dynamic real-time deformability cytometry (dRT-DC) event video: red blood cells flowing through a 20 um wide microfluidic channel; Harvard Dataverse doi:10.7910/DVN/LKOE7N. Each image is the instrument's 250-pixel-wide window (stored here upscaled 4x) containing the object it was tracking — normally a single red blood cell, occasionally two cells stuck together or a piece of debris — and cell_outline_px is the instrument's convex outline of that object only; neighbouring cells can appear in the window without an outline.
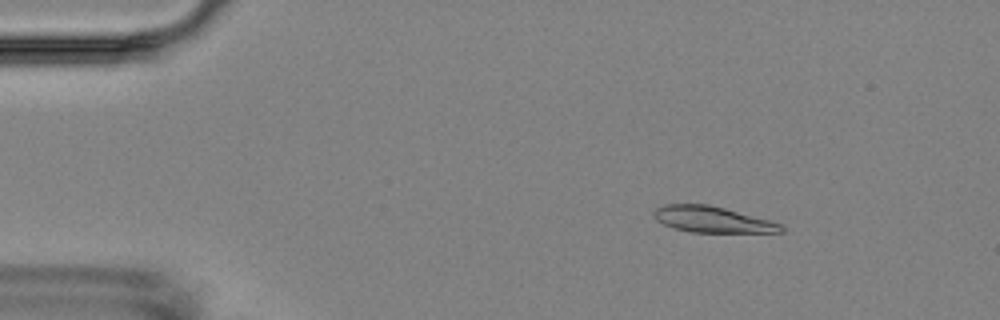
{"species": "Egyptian fruit bat (a non-hibernating species)", "species_latin": "Rousettus aegyptiacus", "temperature_condition": "room temperature", "stored_images_in_passage": 4, "camera_frame_rate_fps": 3000, "um_per_image_px": 0.085, "animal": {"sex": "female"}, "frame": {"image": 1, "passage_image": 1, "time_ms": 0.0, "image_size_px": [1000, 320], "cell_outline_px": [[784, 232], [692, 232], [672, 228], [656, 220], [652, 216], [652, 212], [656, 208], [664, 204], [708, 204], [724, 208], [768, 220], [780, 224], [784, 228]], "centroid_in_image_um": [60.48, 18.65], "position_along_channel_um": 24.5, "area_um2": 19.19}}
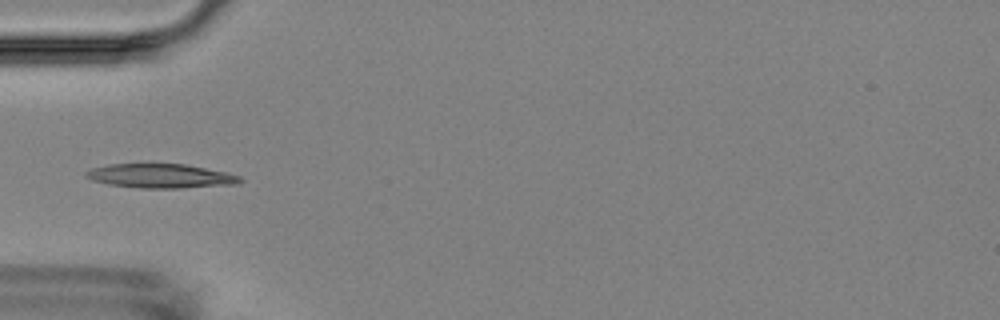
{"frame": {"image": 2, "passage_image": 4, "time_ms": 3.333, "image_size_px": [1000, 320], "cell_outline_px": [[244, 180], [240, 184], [180, 188], [140, 188], [108, 184], [92, 180], [84, 176], [84, 172], [92, 168], [108, 164], [184, 164], [224, 172], [240, 176]], "centroid_in_image_um": [13.65, 14.96], "position_along_channel_um": 71.4, "area_um2": 21.68}}